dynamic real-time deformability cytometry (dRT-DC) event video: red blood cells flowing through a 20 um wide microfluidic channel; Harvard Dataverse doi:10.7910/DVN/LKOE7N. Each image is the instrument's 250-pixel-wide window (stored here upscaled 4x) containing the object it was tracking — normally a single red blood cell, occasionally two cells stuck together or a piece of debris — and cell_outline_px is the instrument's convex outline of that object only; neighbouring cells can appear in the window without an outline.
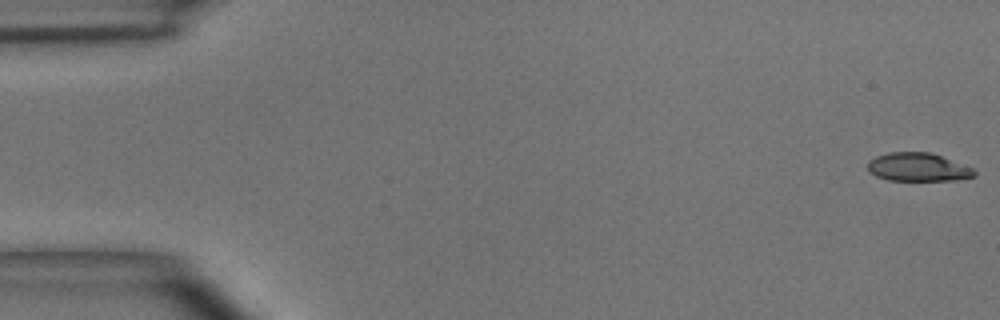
{"species": "common noctule bat (a hibernating species)", "species_latin": "Nyctalus noctula", "temperature_condition": "room temperature", "stored_images_in_passage": 49, "camera_frame_rate_fps": 3000, "um_per_image_px": 0.085, "animal": {"sex": "male", "body_mass_g": 15.6}, "frame": {"image": 1, "passage_image": 1, "time_ms": 0.0, "image_size_px": [1000, 320], "cell_outline_px": [[976, 176], [956, 180], [888, 180], [876, 176], [868, 172], [868, 160], [876, 156], [888, 152], [932, 152], [972, 168], [976, 172]], "centroid_in_image_um": [78.0, 14.2], "position_along_channel_um": 7.0, "area_um2": 17.69}}
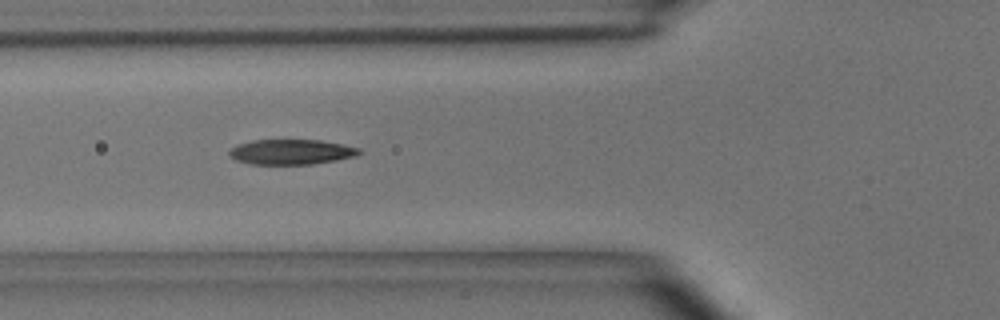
{"frame": {"image": 2, "passage_image": 18, "time_ms": 5.667, "image_size_px": [1000, 320], "cell_outline_px": [[364, 152], [356, 156], [336, 160], [312, 164], [252, 164], [236, 160], [228, 156], [228, 152], [232, 148], [240, 144], [252, 140], [320, 140], [360, 148]], "centroid_in_image_um": [24.77, 12.91], "position_along_channel_um": 101.0, "area_um2": 18.96}}
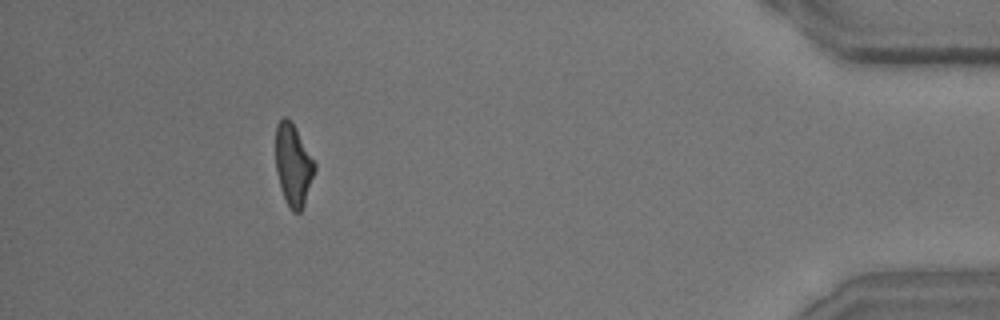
{"frame": {"image": 3, "passage_image": 45, "time_ms": 14.667, "image_size_px": [1000, 320], "cell_outline_px": [[316, 168], [304, 204], [300, 212], [292, 212], [280, 188], [276, 172], [276, 124], [284, 116], [292, 124], [316, 164]], "centroid_in_image_um": [24.91, 14.05], "position_along_channel_um": 410.3, "area_um2": 18.09}, "authors_computed_cell_mechanics": {"area_um2": 19.2474, "velocity_mm_per_s": 4.0741, "shape_relaxation_time_tau1_ms": 4.2473, "shape_relaxation_time_tau2_ms": 1.4497, "deformation_change_tau1": 0.1818, "deformation_change_tau2": 0.0898}}